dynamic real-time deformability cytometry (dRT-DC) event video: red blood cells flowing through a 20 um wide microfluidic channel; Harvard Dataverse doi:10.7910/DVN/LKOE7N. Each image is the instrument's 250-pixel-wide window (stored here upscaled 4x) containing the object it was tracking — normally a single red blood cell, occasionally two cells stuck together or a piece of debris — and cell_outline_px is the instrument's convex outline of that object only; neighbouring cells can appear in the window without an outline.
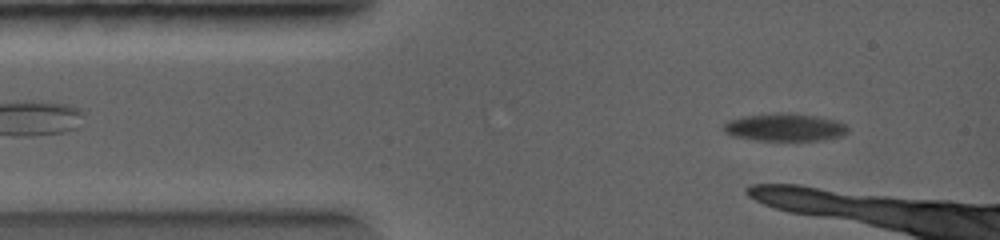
{"species": "common noctule bat (a hibernating species)", "species_latin": "Nyctalus noctula", "temperature_condition": "warm", "stored_images_in_passage": 6, "camera_frame_rate_fps": 5000, "um_per_image_px": 0.085, "animal": {"sex": "female", "body_mass_g": 19.0, "forearm_length_mm": 56.7}, "frame": {"image": 1, "passage_image": 3, "time_ms": 0.4, "image_size_px": [1000, 240], "cell_outline_px": [[848, 132], [840, 136], [824, 140], [756, 140], [732, 136], [724, 132], [724, 124], [728, 120], [740, 116], [780, 112], [792, 112], [816, 116], [836, 120], [844, 124], [848, 128]], "centroid_in_image_um": [66.68, 10.8], "position_along_channel_um": 18.3, "area_um2": 20.23}}